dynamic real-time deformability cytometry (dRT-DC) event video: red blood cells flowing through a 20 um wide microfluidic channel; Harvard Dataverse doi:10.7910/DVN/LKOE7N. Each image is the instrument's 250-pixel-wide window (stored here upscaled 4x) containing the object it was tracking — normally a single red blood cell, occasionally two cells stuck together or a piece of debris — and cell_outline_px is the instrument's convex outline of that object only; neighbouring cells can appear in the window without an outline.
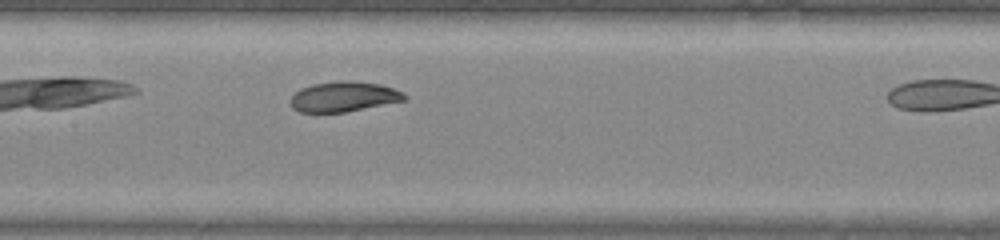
{"species": "common noctule bat (a hibernating species)", "species_latin": "Nyctalus noctula", "temperature_condition": "warm", "stored_images_in_passage": 9, "camera_frame_rate_fps": 3000, "um_per_image_px": 0.085, "animal": {"sex": "male", "body_mass_g": 20.0, "forearm_length_mm": 53.3}, "frame": {"image": 1, "passage_image": 8, "time_ms": 2.333, "image_size_px": [1000, 240], "cell_outline_px": [[408, 100], [344, 112], [300, 112], [292, 108], [292, 96], [300, 88], [312, 84], [336, 80], [352, 80], [380, 84], [392, 88], [408, 96]], "centroid_in_image_um": [29.23, 8.2], "position_along_channel_um": 178.2, "area_um2": 20.06}}